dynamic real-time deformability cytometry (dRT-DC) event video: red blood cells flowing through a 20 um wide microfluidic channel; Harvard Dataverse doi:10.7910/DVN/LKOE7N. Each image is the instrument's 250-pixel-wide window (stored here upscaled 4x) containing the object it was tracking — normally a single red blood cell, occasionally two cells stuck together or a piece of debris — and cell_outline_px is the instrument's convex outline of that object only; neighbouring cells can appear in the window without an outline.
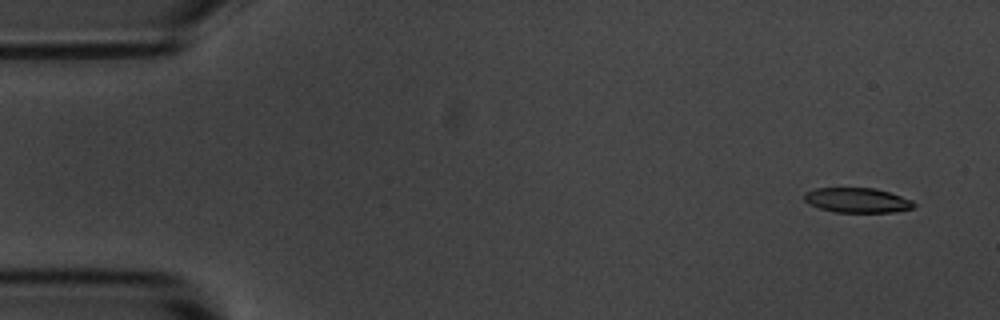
{"species": "common noctule bat (a hibernating species)", "species_latin": "Nyctalus noctula", "temperature_condition": "room temperature", "stored_images_in_passage": 54, "camera_frame_rate_fps": 3000, "um_per_image_px": 0.085, "animal": {"sex": "male", "body_mass_g": 20.1, "forearm_length_mm": 53.5}, "frame": {"image": 1, "passage_image": 3, "time_ms": 0.667, "image_size_px": [1000, 320], "cell_outline_px": [[916, 204], [912, 208], [896, 212], [832, 212], [808, 204], [804, 200], [804, 192], [816, 188], [876, 188], [912, 200]], "centroid_in_image_um": [72.84, 17.02], "position_along_channel_um": 12.2, "area_um2": 15.9}}
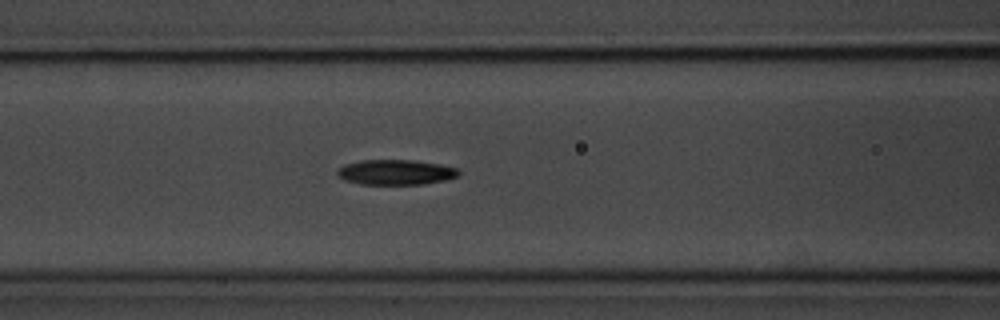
{"frame": {"image": 2, "passage_image": 22, "time_ms": 7.0, "image_size_px": [1000, 320], "cell_outline_px": [[460, 172], [456, 176], [448, 180], [420, 184], [360, 184], [344, 180], [336, 172], [344, 164], [360, 160], [412, 160], [440, 164], [456, 168]], "centroid_in_image_um": [33.63, 14.63], "position_along_channel_um": 133.0, "area_um2": 17.69}}
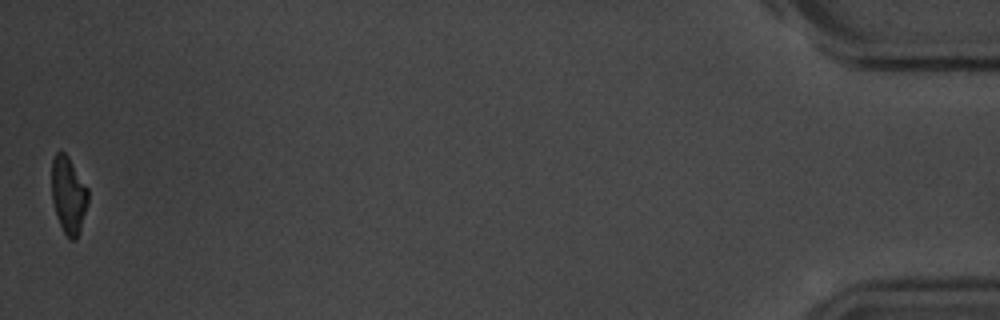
{"frame": {"image": 3, "passage_image": 54, "time_ms": 17.667, "image_size_px": [1000, 320], "cell_outline_px": [[88, 204], [80, 232], [76, 240], [68, 240], [60, 224], [52, 200], [52, 160], [56, 152], [60, 148], [68, 156], [88, 188]], "centroid_in_image_um": [5.83, 16.58], "position_along_channel_um": 429.4, "area_um2": 16.47}, "authors_computed_cell_mechanics": {"area_um2": 17.7157, "velocity_mm_per_s": 3.6777, "shape_relaxation_time_tau1_ms": 3.3787, "shape_relaxation_time_tau2_ms": 7.5899, "deformation_change_tau1": 0.1808, "deformation_change_tau2": 0.1695}}